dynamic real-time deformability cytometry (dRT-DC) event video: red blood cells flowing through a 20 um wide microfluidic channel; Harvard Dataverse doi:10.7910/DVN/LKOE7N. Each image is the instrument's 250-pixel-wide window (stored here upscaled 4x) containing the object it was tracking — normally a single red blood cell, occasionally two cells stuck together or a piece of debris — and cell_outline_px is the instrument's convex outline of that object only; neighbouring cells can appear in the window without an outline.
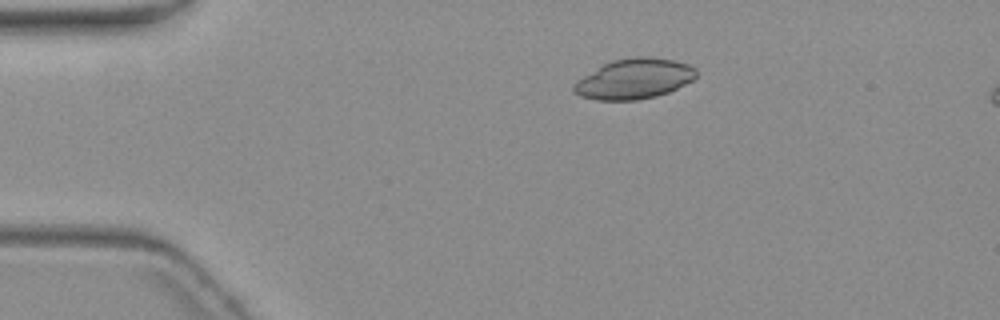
{"species": "common noctule bat (a hibernating species)", "species_latin": "Nyctalus noctula", "temperature_condition": "warm", "stored_images_in_passage": 6, "camera_frame_rate_fps": 3000, "um_per_image_px": 0.085, "animal": {"sex": "female", "body_mass_g": 19.3, "forearm_length_mm": 54.1}, "frame": {"image": 1, "passage_image": 3, "time_ms": 2.667, "image_size_px": [1000, 320], "cell_outline_px": [[696, 76], [692, 80], [668, 92], [656, 96], [636, 100], [596, 100], [580, 96], [572, 92], [572, 84], [576, 80], [604, 64], [612, 60], [636, 56], [648, 56], [672, 60], [688, 64], [696, 68]], "centroid_in_image_um": [53.86, 6.7], "position_along_channel_um": 31.1, "area_um2": 28.67}}